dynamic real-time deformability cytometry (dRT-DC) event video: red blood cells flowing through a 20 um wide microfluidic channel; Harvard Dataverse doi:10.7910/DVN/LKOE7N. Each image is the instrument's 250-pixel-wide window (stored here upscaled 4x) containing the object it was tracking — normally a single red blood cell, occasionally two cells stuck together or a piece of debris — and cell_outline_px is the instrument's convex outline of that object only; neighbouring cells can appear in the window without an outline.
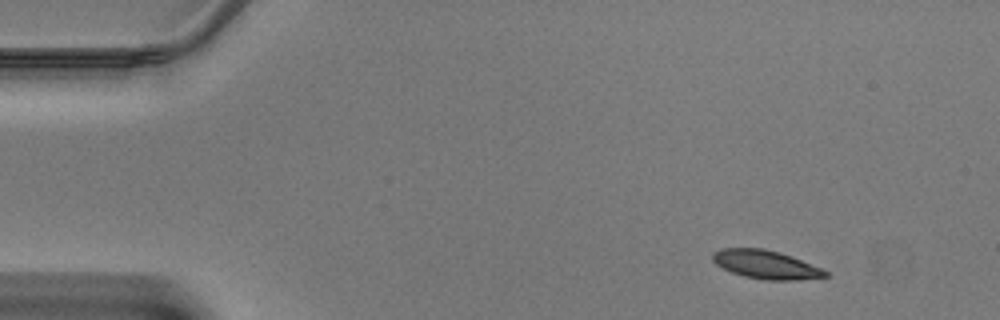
{"species": "Egyptian fruit bat (a non-hibernating species)", "species_latin": "Rousettus aegyptiacus", "temperature_condition": "warm", "stored_images_in_passage": 41, "camera_frame_rate_fps": 3000, "um_per_image_px": 0.085, "animal": {"sex": "male"}, "frame": {"image": 1, "passage_image": 1, "time_ms": 0.0, "image_size_px": [1000, 320], "cell_outline_px": [[828, 276], [796, 280], [764, 280], [744, 276], [732, 272], [716, 264], [712, 260], [712, 252], [720, 248], [764, 248], [780, 252], [792, 256], [820, 268], [828, 272]], "centroid_in_image_um": [65.06, 22.47], "position_along_channel_um": 19.9, "area_um2": 18.67}}
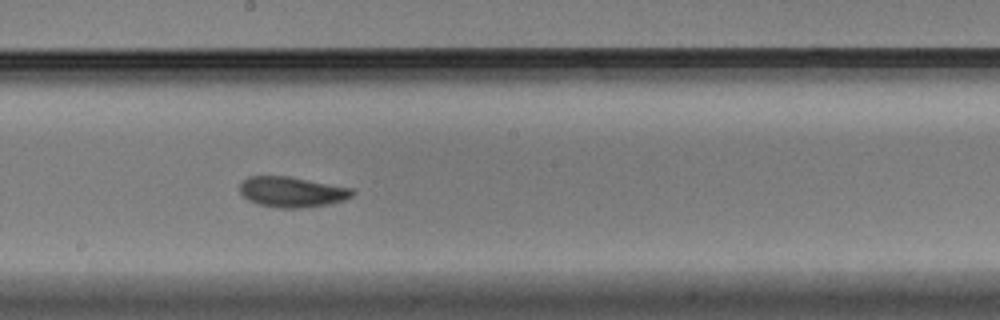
{"frame": {"image": 2, "passage_image": 21, "time_ms": 6.667, "image_size_px": [1000, 320], "cell_outline_px": [[356, 192], [352, 196], [344, 200], [328, 204], [300, 208], [276, 208], [256, 204], [248, 200], [240, 192], [240, 180], [248, 176], [288, 176], [352, 188]], "centroid_in_image_um": [24.78, 16.31], "position_along_channel_um": 223.4, "area_um2": 20.11}}
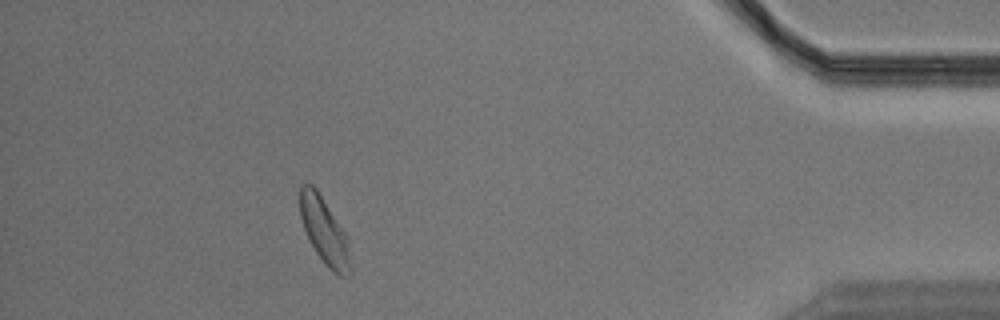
{"frame": {"image": 3, "passage_image": 37, "time_ms": 12.0, "image_size_px": [1000, 320], "cell_outline_px": [[352, 272], [348, 276], [340, 276], [332, 272], [328, 268], [316, 252], [304, 228], [300, 216], [300, 184], [312, 184], [316, 188], [344, 232], [348, 240], [352, 264]], "centroid_in_image_um": [27.6, 19.69], "position_along_channel_um": 407.6, "area_um2": 19.36}}